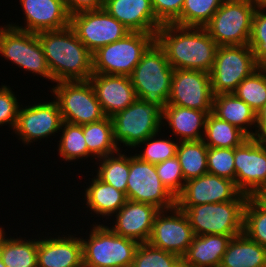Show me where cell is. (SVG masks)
<instances>
[{
    "label": "cell",
    "mask_w": 266,
    "mask_h": 267,
    "mask_svg": "<svg viewBox=\"0 0 266 267\" xmlns=\"http://www.w3.org/2000/svg\"><path fill=\"white\" fill-rule=\"evenodd\" d=\"M155 41L164 50L173 69L200 70L210 73L217 43L204 27H181L163 24Z\"/></svg>",
    "instance_id": "cell-1"
},
{
    "label": "cell",
    "mask_w": 266,
    "mask_h": 267,
    "mask_svg": "<svg viewBox=\"0 0 266 267\" xmlns=\"http://www.w3.org/2000/svg\"><path fill=\"white\" fill-rule=\"evenodd\" d=\"M54 82L86 81L93 74V54L69 25L37 33Z\"/></svg>",
    "instance_id": "cell-2"
},
{
    "label": "cell",
    "mask_w": 266,
    "mask_h": 267,
    "mask_svg": "<svg viewBox=\"0 0 266 267\" xmlns=\"http://www.w3.org/2000/svg\"><path fill=\"white\" fill-rule=\"evenodd\" d=\"M173 72L164 50L155 41L129 75L137 98L163 110L169 100Z\"/></svg>",
    "instance_id": "cell-3"
},
{
    "label": "cell",
    "mask_w": 266,
    "mask_h": 267,
    "mask_svg": "<svg viewBox=\"0 0 266 267\" xmlns=\"http://www.w3.org/2000/svg\"><path fill=\"white\" fill-rule=\"evenodd\" d=\"M248 197L241 193L235 200L228 202L177 207L187 216L196 236H237L243 232L244 207Z\"/></svg>",
    "instance_id": "cell-4"
},
{
    "label": "cell",
    "mask_w": 266,
    "mask_h": 267,
    "mask_svg": "<svg viewBox=\"0 0 266 267\" xmlns=\"http://www.w3.org/2000/svg\"><path fill=\"white\" fill-rule=\"evenodd\" d=\"M88 239L81 238L83 267H131L139 243L93 224Z\"/></svg>",
    "instance_id": "cell-5"
},
{
    "label": "cell",
    "mask_w": 266,
    "mask_h": 267,
    "mask_svg": "<svg viewBox=\"0 0 266 267\" xmlns=\"http://www.w3.org/2000/svg\"><path fill=\"white\" fill-rule=\"evenodd\" d=\"M156 34L129 32L120 40L93 53V74L127 75L155 42Z\"/></svg>",
    "instance_id": "cell-6"
},
{
    "label": "cell",
    "mask_w": 266,
    "mask_h": 267,
    "mask_svg": "<svg viewBox=\"0 0 266 267\" xmlns=\"http://www.w3.org/2000/svg\"><path fill=\"white\" fill-rule=\"evenodd\" d=\"M256 9L255 0L223 1L204 28L218 46L247 45Z\"/></svg>",
    "instance_id": "cell-7"
},
{
    "label": "cell",
    "mask_w": 266,
    "mask_h": 267,
    "mask_svg": "<svg viewBox=\"0 0 266 267\" xmlns=\"http://www.w3.org/2000/svg\"><path fill=\"white\" fill-rule=\"evenodd\" d=\"M163 110L156 104L137 98L124 110L110 117L114 141L135 148L140 142L160 131Z\"/></svg>",
    "instance_id": "cell-8"
},
{
    "label": "cell",
    "mask_w": 266,
    "mask_h": 267,
    "mask_svg": "<svg viewBox=\"0 0 266 267\" xmlns=\"http://www.w3.org/2000/svg\"><path fill=\"white\" fill-rule=\"evenodd\" d=\"M250 46H218L210 80L214 95L233 93L237 86L257 69Z\"/></svg>",
    "instance_id": "cell-9"
},
{
    "label": "cell",
    "mask_w": 266,
    "mask_h": 267,
    "mask_svg": "<svg viewBox=\"0 0 266 267\" xmlns=\"http://www.w3.org/2000/svg\"><path fill=\"white\" fill-rule=\"evenodd\" d=\"M51 90L65 122L85 125L106 117L89 80L57 82Z\"/></svg>",
    "instance_id": "cell-10"
},
{
    "label": "cell",
    "mask_w": 266,
    "mask_h": 267,
    "mask_svg": "<svg viewBox=\"0 0 266 267\" xmlns=\"http://www.w3.org/2000/svg\"><path fill=\"white\" fill-rule=\"evenodd\" d=\"M0 54L25 71L54 82L37 33L1 26Z\"/></svg>",
    "instance_id": "cell-11"
},
{
    "label": "cell",
    "mask_w": 266,
    "mask_h": 267,
    "mask_svg": "<svg viewBox=\"0 0 266 267\" xmlns=\"http://www.w3.org/2000/svg\"><path fill=\"white\" fill-rule=\"evenodd\" d=\"M128 200L154 205L160 210L176 206V198L167 190L156 172L155 164L129 156V175L126 188Z\"/></svg>",
    "instance_id": "cell-12"
},
{
    "label": "cell",
    "mask_w": 266,
    "mask_h": 267,
    "mask_svg": "<svg viewBox=\"0 0 266 267\" xmlns=\"http://www.w3.org/2000/svg\"><path fill=\"white\" fill-rule=\"evenodd\" d=\"M70 26L92 54L99 48L120 40L130 32L104 8L71 15Z\"/></svg>",
    "instance_id": "cell-13"
},
{
    "label": "cell",
    "mask_w": 266,
    "mask_h": 267,
    "mask_svg": "<svg viewBox=\"0 0 266 267\" xmlns=\"http://www.w3.org/2000/svg\"><path fill=\"white\" fill-rule=\"evenodd\" d=\"M210 74L200 70L174 69L167 105L205 111L213 110Z\"/></svg>",
    "instance_id": "cell-14"
},
{
    "label": "cell",
    "mask_w": 266,
    "mask_h": 267,
    "mask_svg": "<svg viewBox=\"0 0 266 267\" xmlns=\"http://www.w3.org/2000/svg\"><path fill=\"white\" fill-rule=\"evenodd\" d=\"M235 184L248 196L266 185V143L253 137L234 148Z\"/></svg>",
    "instance_id": "cell-15"
},
{
    "label": "cell",
    "mask_w": 266,
    "mask_h": 267,
    "mask_svg": "<svg viewBox=\"0 0 266 267\" xmlns=\"http://www.w3.org/2000/svg\"><path fill=\"white\" fill-rule=\"evenodd\" d=\"M194 236L187 216L175 206L168 210H160L156 215L148 243L182 258Z\"/></svg>",
    "instance_id": "cell-16"
},
{
    "label": "cell",
    "mask_w": 266,
    "mask_h": 267,
    "mask_svg": "<svg viewBox=\"0 0 266 267\" xmlns=\"http://www.w3.org/2000/svg\"><path fill=\"white\" fill-rule=\"evenodd\" d=\"M62 123V115L54 99L52 102H40L22 109L20 107L14 132L28 145L36 139L41 140L61 132Z\"/></svg>",
    "instance_id": "cell-17"
},
{
    "label": "cell",
    "mask_w": 266,
    "mask_h": 267,
    "mask_svg": "<svg viewBox=\"0 0 266 267\" xmlns=\"http://www.w3.org/2000/svg\"><path fill=\"white\" fill-rule=\"evenodd\" d=\"M241 193L235 181L206 173L185 182L183 192L176 198V206L228 202Z\"/></svg>",
    "instance_id": "cell-18"
},
{
    "label": "cell",
    "mask_w": 266,
    "mask_h": 267,
    "mask_svg": "<svg viewBox=\"0 0 266 267\" xmlns=\"http://www.w3.org/2000/svg\"><path fill=\"white\" fill-rule=\"evenodd\" d=\"M160 209L154 205L127 200L115 213V225L109 227L114 233L138 243L149 241L156 215Z\"/></svg>",
    "instance_id": "cell-19"
},
{
    "label": "cell",
    "mask_w": 266,
    "mask_h": 267,
    "mask_svg": "<svg viewBox=\"0 0 266 267\" xmlns=\"http://www.w3.org/2000/svg\"><path fill=\"white\" fill-rule=\"evenodd\" d=\"M89 81L106 117L114 116L137 99L127 75L92 74Z\"/></svg>",
    "instance_id": "cell-20"
},
{
    "label": "cell",
    "mask_w": 266,
    "mask_h": 267,
    "mask_svg": "<svg viewBox=\"0 0 266 267\" xmlns=\"http://www.w3.org/2000/svg\"><path fill=\"white\" fill-rule=\"evenodd\" d=\"M25 15V27L8 24L16 29L38 33L63 29L70 25L64 0H19Z\"/></svg>",
    "instance_id": "cell-21"
},
{
    "label": "cell",
    "mask_w": 266,
    "mask_h": 267,
    "mask_svg": "<svg viewBox=\"0 0 266 267\" xmlns=\"http://www.w3.org/2000/svg\"><path fill=\"white\" fill-rule=\"evenodd\" d=\"M104 9L130 32L156 34L163 25L154 14L151 0H104Z\"/></svg>",
    "instance_id": "cell-22"
},
{
    "label": "cell",
    "mask_w": 266,
    "mask_h": 267,
    "mask_svg": "<svg viewBox=\"0 0 266 267\" xmlns=\"http://www.w3.org/2000/svg\"><path fill=\"white\" fill-rule=\"evenodd\" d=\"M37 267H83L82 241L73 235L38 240Z\"/></svg>",
    "instance_id": "cell-23"
},
{
    "label": "cell",
    "mask_w": 266,
    "mask_h": 267,
    "mask_svg": "<svg viewBox=\"0 0 266 267\" xmlns=\"http://www.w3.org/2000/svg\"><path fill=\"white\" fill-rule=\"evenodd\" d=\"M235 236H194L182 262L187 267H219L230 240Z\"/></svg>",
    "instance_id": "cell-24"
},
{
    "label": "cell",
    "mask_w": 266,
    "mask_h": 267,
    "mask_svg": "<svg viewBox=\"0 0 266 267\" xmlns=\"http://www.w3.org/2000/svg\"><path fill=\"white\" fill-rule=\"evenodd\" d=\"M207 116L208 113L205 111L166 105L162 119L166 120L170 129L172 128V133L180 137V142L197 141L203 139Z\"/></svg>",
    "instance_id": "cell-25"
},
{
    "label": "cell",
    "mask_w": 266,
    "mask_h": 267,
    "mask_svg": "<svg viewBox=\"0 0 266 267\" xmlns=\"http://www.w3.org/2000/svg\"><path fill=\"white\" fill-rule=\"evenodd\" d=\"M219 267H266V248L242 232L230 240Z\"/></svg>",
    "instance_id": "cell-26"
},
{
    "label": "cell",
    "mask_w": 266,
    "mask_h": 267,
    "mask_svg": "<svg viewBox=\"0 0 266 267\" xmlns=\"http://www.w3.org/2000/svg\"><path fill=\"white\" fill-rule=\"evenodd\" d=\"M212 113L219 119L240 128L249 137L254 136V132L249 129L252 125L256 128L257 114L233 93L214 95Z\"/></svg>",
    "instance_id": "cell-27"
},
{
    "label": "cell",
    "mask_w": 266,
    "mask_h": 267,
    "mask_svg": "<svg viewBox=\"0 0 266 267\" xmlns=\"http://www.w3.org/2000/svg\"><path fill=\"white\" fill-rule=\"evenodd\" d=\"M92 182L85 191L86 204L99 217L113 216L127 202L124 192L117 190L112 185L104 183L97 176L93 177Z\"/></svg>",
    "instance_id": "cell-28"
},
{
    "label": "cell",
    "mask_w": 266,
    "mask_h": 267,
    "mask_svg": "<svg viewBox=\"0 0 266 267\" xmlns=\"http://www.w3.org/2000/svg\"><path fill=\"white\" fill-rule=\"evenodd\" d=\"M248 138L250 137L240 128L219 119L213 113L208 114L202 139L208 147L236 148Z\"/></svg>",
    "instance_id": "cell-29"
},
{
    "label": "cell",
    "mask_w": 266,
    "mask_h": 267,
    "mask_svg": "<svg viewBox=\"0 0 266 267\" xmlns=\"http://www.w3.org/2000/svg\"><path fill=\"white\" fill-rule=\"evenodd\" d=\"M83 134L88 148V156L99 159L120 151L113 137V127L110 117L100 121L82 125Z\"/></svg>",
    "instance_id": "cell-30"
},
{
    "label": "cell",
    "mask_w": 266,
    "mask_h": 267,
    "mask_svg": "<svg viewBox=\"0 0 266 267\" xmlns=\"http://www.w3.org/2000/svg\"><path fill=\"white\" fill-rule=\"evenodd\" d=\"M5 236L4 232L0 238V257L6 267H37L38 239Z\"/></svg>",
    "instance_id": "cell-31"
},
{
    "label": "cell",
    "mask_w": 266,
    "mask_h": 267,
    "mask_svg": "<svg viewBox=\"0 0 266 267\" xmlns=\"http://www.w3.org/2000/svg\"><path fill=\"white\" fill-rule=\"evenodd\" d=\"M207 150L208 146L203 140L178 143L176 156L185 182L208 173Z\"/></svg>",
    "instance_id": "cell-32"
},
{
    "label": "cell",
    "mask_w": 266,
    "mask_h": 267,
    "mask_svg": "<svg viewBox=\"0 0 266 267\" xmlns=\"http://www.w3.org/2000/svg\"><path fill=\"white\" fill-rule=\"evenodd\" d=\"M119 152L117 151L115 154L98 159L100 163L96 171V176L104 183L112 185L117 190L126 194L129 175V157Z\"/></svg>",
    "instance_id": "cell-33"
},
{
    "label": "cell",
    "mask_w": 266,
    "mask_h": 267,
    "mask_svg": "<svg viewBox=\"0 0 266 267\" xmlns=\"http://www.w3.org/2000/svg\"><path fill=\"white\" fill-rule=\"evenodd\" d=\"M223 0H185L180 16L172 23L181 27H204Z\"/></svg>",
    "instance_id": "cell-34"
},
{
    "label": "cell",
    "mask_w": 266,
    "mask_h": 267,
    "mask_svg": "<svg viewBox=\"0 0 266 267\" xmlns=\"http://www.w3.org/2000/svg\"><path fill=\"white\" fill-rule=\"evenodd\" d=\"M233 94L257 114L266 104V69L257 68L237 86Z\"/></svg>",
    "instance_id": "cell-35"
},
{
    "label": "cell",
    "mask_w": 266,
    "mask_h": 267,
    "mask_svg": "<svg viewBox=\"0 0 266 267\" xmlns=\"http://www.w3.org/2000/svg\"><path fill=\"white\" fill-rule=\"evenodd\" d=\"M62 135L58 144L60 158L65 161H74L88 157V148L83 134L82 125L63 121L61 126Z\"/></svg>",
    "instance_id": "cell-36"
},
{
    "label": "cell",
    "mask_w": 266,
    "mask_h": 267,
    "mask_svg": "<svg viewBox=\"0 0 266 267\" xmlns=\"http://www.w3.org/2000/svg\"><path fill=\"white\" fill-rule=\"evenodd\" d=\"M243 233L266 248V207L249 196L244 207Z\"/></svg>",
    "instance_id": "cell-37"
},
{
    "label": "cell",
    "mask_w": 266,
    "mask_h": 267,
    "mask_svg": "<svg viewBox=\"0 0 266 267\" xmlns=\"http://www.w3.org/2000/svg\"><path fill=\"white\" fill-rule=\"evenodd\" d=\"M182 258L174 253L139 243L131 267H178Z\"/></svg>",
    "instance_id": "cell-38"
},
{
    "label": "cell",
    "mask_w": 266,
    "mask_h": 267,
    "mask_svg": "<svg viewBox=\"0 0 266 267\" xmlns=\"http://www.w3.org/2000/svg\"><path fill=\"white\" fill-rule=\"evenodd\" d=\"M157 135L159 136V133L153 134L137 145L139 147V145L146 144L143 152L135 154V156H137L141 161L157 164L176 156V150L179 142L161 138L157 139Z\"/></svg>",
    "instance_id": "cell-39"
},
{
    "label": "cell",
    "mask_w": 266,
    "mask_h": 267,
    "mask_svg": "<svg viewBox=\"0 0 266 267\" xmlns=\"http://www.w3.org/2000/svg\"><path fill=\"white\" fill-rule=\"evenodd\" d=\"M208 173L235 181L234 148H211L207 150Z\"/></svg>",
    "instance_id": "cell-40"
},
{
    "label": "cell",
    "mask_w": 266,
    "mask_h": 267,
    "mask_svg": "<svg viewBox=\"0 0 266 267\" xmlns=\"http://www.w3.org/2000/svg\"><path fill=\"white\" fill-rule=\"evenodd\" d=\"M155 169L160 181L164 184L167 190L177 198L183 192L185 185L181 165L177 156L155 164Z\"/></svg>",
    "instance_id": "cell-41"
},
{
    "label": "cell",
    "mask_w": 266,
    "mask_h": 267,
    "mask_svg": "<svg viewBox=\"0 0 266 267\" xmlns=\"http://www.w3.org/2000/svg\"><path fill=\"white\" fill-rule=\"evenodd\" d=\"M248 45L255 55L258 68L266 69V12L256 9Z\"/></svg>",
    "instance_id": "cell-42"
},
{
    "label": "cell",
    "mask_w": 266,
    "mask_h": 267,
    "mask_svg": "<svg viewBox=\"0 0 266 267\" xmlns=\"http://www.w3.org/2000/svg\"><path fill=\"white\" fill-rule=\"evenodd\" d=\"M7 85L0 87V125L9 124L14 130L20 105L16 95Z\"/></svg>",
    "instance_id": "cell-43"
},
{
    "label": "cell",
    "mask_w": 266,
    "mask_h": 267,
    "mask_svg": "<svg viewBox=\"0 0 266 267\" xmlns=\"http://www.w3.org/2000/svg\"><path fill=\"white\" fill-rule=\"evenodd\" d=\"M185 0H151L156 18L162 24H172L181 14Z\"/></svg>",
    "instance_id": "cell-44"
},
{
    "label": "cell",
    "mask_w": 266,
    "mask_h": 267,
    "mask_svg": "<svg viewBox=\"0 0 266 267\" xmlns=\"http://www.w3.org/2000/svg\"><path fill=\"white\" fill-rule=\"evenodd\" d=\"M69 15L104 8V0H64Z\"/></svg>",
    "instance_id": "cell-45"
},
{
    "label": "cell",
    "mask_w": 266,
    "mask_h": 267,
    "mask_svg": "<svg viewBox=\"0 0 266 267\" xmlns=\"http://www.w3.org/2000/svg\"><path fill=\"white\" fill-rule=\"evenodd\" d=\"M256 127L253 138L266 143V104L257 113Z\"/></svg>",
    "instance_id": "cell-46"
},
{
    "label": "cell",
    "mask_w": 266,
    "mask_h": 267,
    "mask_svg": "<svg viewBox=\"0 0 266 267\" xmlns=\"http://www.w3.org/2000/svg\"><path fill=\"white\" fill-rule=\"evenodd\" d=\"M254 197L266 207V185Z\"/></svg>",
    "instance_id": "cell-47"
},
{
    "label": "cell",
    "mask_w": 266,
    "mask_h": 267,
    "mask_svg": "<svg viewBox=\"0 0 266 267\" xmlns=\"http://www.w3.org/2000/svg\"><path fill=\"white\" fill-rule=\"evenodd\" d=\"M255 2L258 9L263 11L266 9V0H255Z\"/></svg>",
    "instance_id": "cell-48"
},
{
    "label": "cell",
    "mask_w": 266,
    "mask_h": 267,
    "mask_svg": "<svg viewBox=\"0 0 266 267\" xmlns=\"http://www.w3.org/2000/svg\"><path fill=\"white\" fill-rule=\"evenodd\" d=\"M4 232H5L4 229L0 227V238L4 234Z\"/></svg>",
    "instance_id": "cell-49"
},
{
    "label": "cell",
    "mask_w": 266,
    "mask_h": 267,
    "mask_svg": "<svg viewBox=\"0 0 266 267\" xmlns=\"http://www.w3.org/2000/svg\"><path fill=\"white\" fill-rule=\"evenodd\" d=\"M0 267H6V265L2 262L1 257H0Z\"/></svg>",
    "instance_id": "cell-50"
},
{
    "label": "cell",
    "mask_w": 266,
    "mask_h": 267,
    "mask_svg": "<svg viewBox=\"0 0 266 267\" xmlns=\"http://www.w3.org/2000/svg\"><path fill=\"white\" fill-rule=\"evenodd\" d=\"M178 267H187L183 262Z\"/></svg>",
    "instance_id": "cell-51"
},
{
    "label": "cell",
    "mask_w": 266,
    "mask_h": 267,
    "mask_svg": "<svg viewBox=\"0 0 266 267\" xmlns=\"http://www.w3.org/2000/svg\"><path fill=\"white\" fill-rule=\"evenodd\" d=\"M223 1H245V0H223Z\"/></svg>",
    "instance_id": "cell-52"
}]
</instances>
